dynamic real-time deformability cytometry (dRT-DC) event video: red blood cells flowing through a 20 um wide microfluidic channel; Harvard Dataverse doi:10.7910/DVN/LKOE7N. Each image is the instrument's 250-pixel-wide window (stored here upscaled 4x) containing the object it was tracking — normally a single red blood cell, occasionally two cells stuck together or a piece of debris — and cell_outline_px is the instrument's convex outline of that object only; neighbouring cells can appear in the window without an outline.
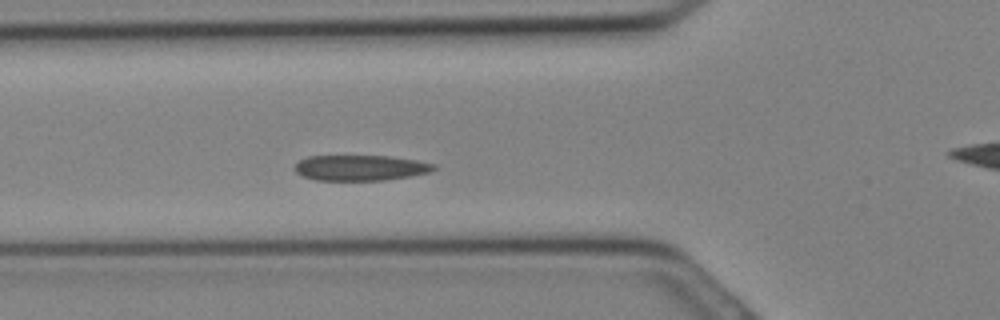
{"species": "Egyptian fruit bat (a non-hibernating species)", "species_latin": "Rousettus aegyptiacus", "temperature_condition": "cold", "stored_images_in_passage": 15, "camera_frame_rate_fps": 3000, "um_per_image_px": 0.085, "animal": {"sex": "female"}, "frame": {"image": 1, "passage_image": 9, "time_ms": 2.667, "image_size_px": [1000, 320], "cell_outline_px": [[436, 168], [432, 172], [412, 176], [384, 180], [316, 180], [304, 176], [296, 172], [296, 164], [300, 160], [308, 156], [392, 156], [416, 160], [436, 164]], "centroid_in_image_um": [30.7, 14.26], "position_along_channel_um": 95.1, "area_um2": 20.69}}
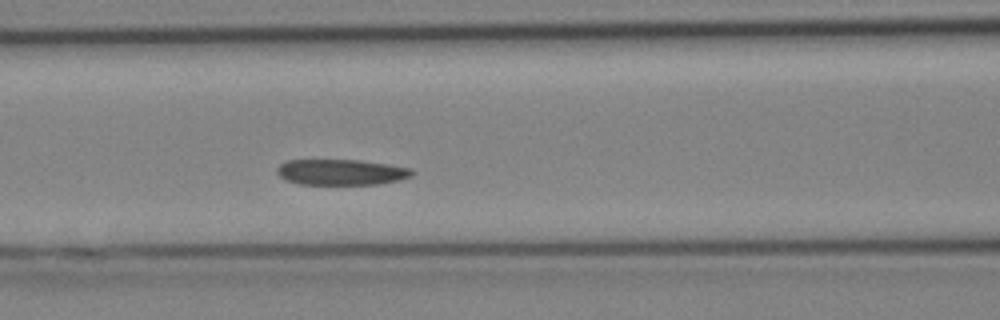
{"frame": {"image": 2, "passage_image": 11, "time_ms": 3.333, "image_size_px": [1000, 320], "cell_outline_px": [[416, 172], [412, 176], [400, 180], [380, 184], [300, 184], [284, 180], [276, 172], [276, 168], [284, 160], [360, 160], [388, 164], [412, 168]], "centroid_in_image_um": [29.01, 14.63], "position_along_channel_um": 137.6, "area_um2": 20.52}}
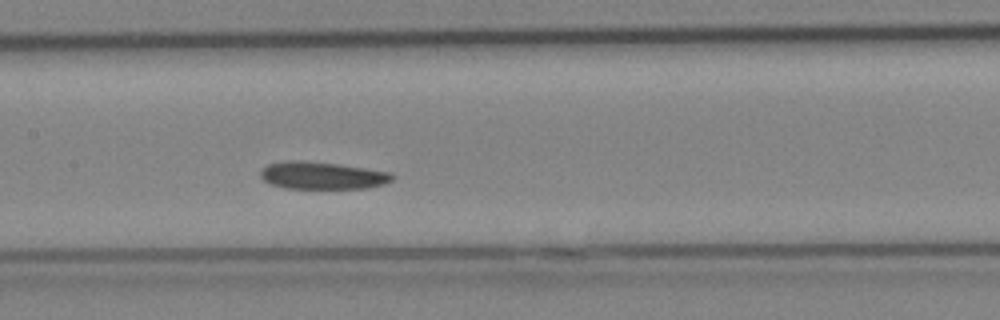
{"frame": {"image": 3, "passage_image": 13, "time_ms": 4.0, "image_size_px": [1000, 320], "cell_outline_px": [[396, 176], [392, 180], [384, 184], [368, 188], [284, 188], [272, 184], [264, 180], [260, 176], [260, 172], [268, 164], [288, 160], [304, 160], [340, 164], [392, 172]], "centroid_in_image_um": [27.43, 14.91], "position_along_channel_um": 180.0, "area_um2": 21.15}}